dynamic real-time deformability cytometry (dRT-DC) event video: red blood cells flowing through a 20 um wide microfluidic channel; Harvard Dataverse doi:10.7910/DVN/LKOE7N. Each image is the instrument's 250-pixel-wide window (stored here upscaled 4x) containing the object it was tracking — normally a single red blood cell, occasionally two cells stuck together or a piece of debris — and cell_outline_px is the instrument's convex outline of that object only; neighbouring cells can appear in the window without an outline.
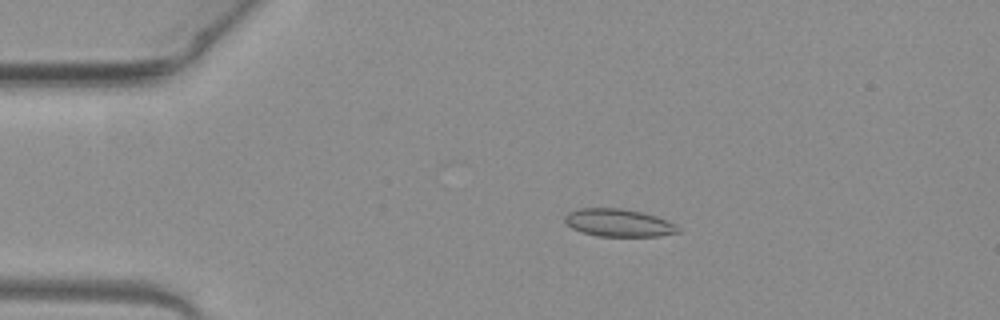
{"species": "common noctule bat (a hibernating species)", "species_latin": "Nyctalus noctula", "temperature_condition": "warm", "stored_images_in_passage": 52, "camera_frame_rate_fps": 3000, "um_per_image_px": 0.085, "animal": {"sex": "female", "body_mass_g": 19.3, "forearm_length_mm": 54.1}, "frame": {"image": 1, "passage_image": 11, "time_ms": 3.333, "image_size_px": [1000, 320], "cell_outline_px": [[680, 232], [660, 236], [596, 236], [572, 228], [564, 220], [564, 216], [568, 212], [580, 208], [620, 208], [640, 212], [656, 216], [676, 224], [680, 228]], "centroid_in_image_um": [52.6, 18.94], "position_along_channel_um": 32.4, "area_um2": 18.21}}
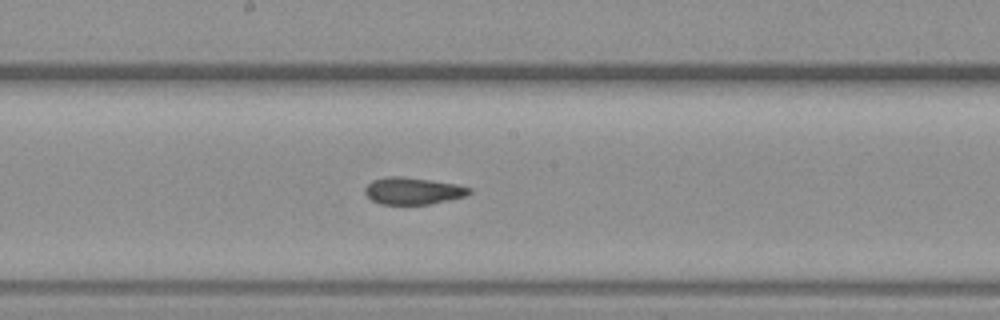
{"frame": {"image": 2, "passage_image": 28, "time_ms": 9.0, "image_size_px": [1000, 320], "cell_outline_px": [[472, 192], [464, 196], [448, 200], [428, 204], [380, 204], [372, 200], [364, 192], [364, 188], [372, 180], [388, 176], [400, 176], [456, 184], [472, 188]], "centroid_in_image_um": [35.08, 16.22], "position_along_channel_um": 213.1, "area_um2": 16.24}}
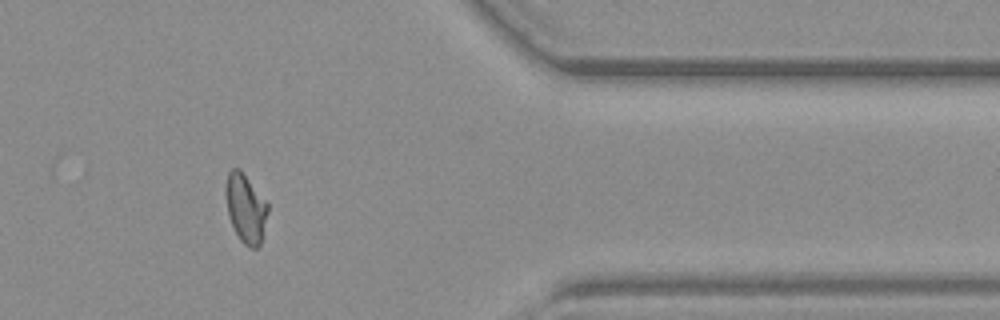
{"frame": {"image": 3, "passage_image": 43, "time_ms": 14.0, "image_size_px": [1000, 320], "cell_outline_px": [[268, 212], [260, 244], [256, 248], [252, 248], [244, 244], [240, 240], [228, 216], [228, 172], [232, 168], [240, 168], [268, 204]], "centroid_in_image_um": [20.92, 17.73], "position_along_channel_um": 390.5, "area_um2": 16.18}, "authors_computed_cell_mechanics": {"area_um2": 16.9643, "velocity_mm_per_s": 4.0209, "shape_relaxation_time_tau1_ms": null, "shape_relaxation_time_tau2_ms": 2.011, "deformation_change_tau1": null, "deformation_change_tau2": 0.0765}}